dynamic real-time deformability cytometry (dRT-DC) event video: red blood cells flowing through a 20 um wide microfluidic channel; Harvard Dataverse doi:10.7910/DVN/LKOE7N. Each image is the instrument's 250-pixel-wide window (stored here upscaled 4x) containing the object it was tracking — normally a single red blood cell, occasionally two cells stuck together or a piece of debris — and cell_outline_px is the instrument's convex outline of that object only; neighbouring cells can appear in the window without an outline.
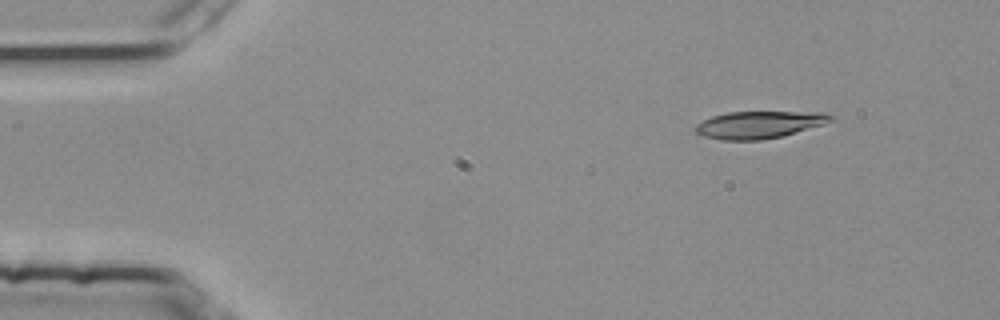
{"species": "common noctule bat (a hibernating species)", "species_latin": "Nyctalus noctula", "temperature_condition": "room temperature", "stored_images_in_passage": 3, "camera_frame_rate_fps": 3000, "um_per_image_px": 0.085, "animal": {"sex": "female", "body_mass_g": 25.1}, "frame": {"image": 1, "passage_image": 1, "time_ms": 0.0, "image_size_px": [1000, 320], "cell_outline_px": [[836, 120], [824, 124], [780, 136], [760, 140], [720, 140], [704, 136], [696, 132], [692, 128], [696, 124], [712, 116], [728, 112], [824, 112], [836, 116]], "centroid_in_image_um": [64.54, 10.59], "position_along_channel_um": 20.5, "area_um2": 21.5}}
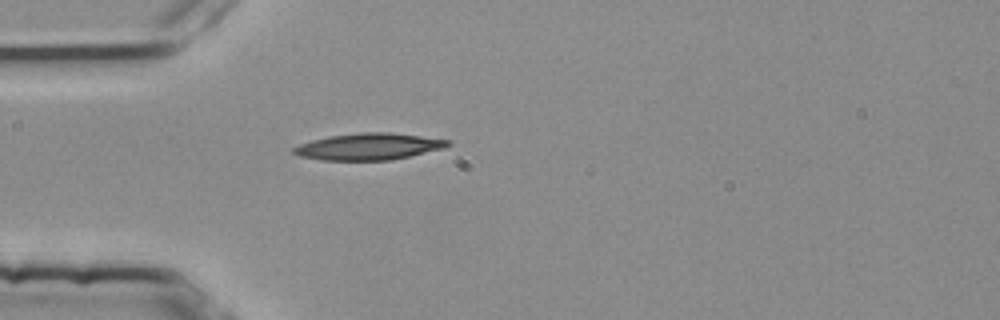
{"frame": {"image": 2, "passage_image": 3, "time_ms": 0.667, "image_size_px": [1000, 320], "cell_outline_px": [[452, 144], [444, 148], [392, 160], [320, 160], [300, 156], [292, 152], [292, 148], [300, 144], [312, 140], [328, 136], [360, 132], [388, 132], [452, 140]], "centroid_in_image_um": [31.35, 12.45], "position_along_channel_um": 53.7, "area_um2": 23.99}}